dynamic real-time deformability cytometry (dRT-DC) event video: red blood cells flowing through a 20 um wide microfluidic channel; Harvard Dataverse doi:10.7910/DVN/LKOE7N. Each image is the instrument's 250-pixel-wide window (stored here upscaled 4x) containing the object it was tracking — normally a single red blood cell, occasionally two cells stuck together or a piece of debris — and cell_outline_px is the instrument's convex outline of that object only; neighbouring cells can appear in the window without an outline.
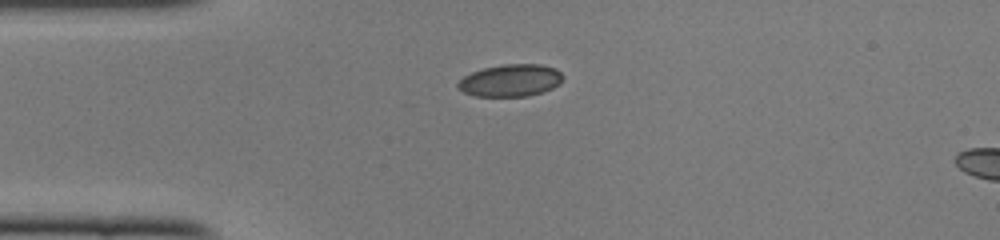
{"species": "common noctule bat (a hibernating species)", "species_latin": "Nyctalus noctula", "temperature_condition": "cold", "stored_images_in_passage": 4, "camera_frame_rate_fps": 3000, "um_per_image_px": 0.085, "animal": {"sex": "female", "body_mass_g": 22.0, "forearm_length_mm": 56.7}, "frame": {"image": 1, "passage_image": 1, "time_ms": 0.0, "image_size_px": [1000, 240], "cell_outline_px": [[564, 76], [560, 84], [552, 88], [528, 96], [476, 96], [464, 92], [456, 88], [456, 84], [464, 76], [472, 72], [484, 68], [504, 64], [540, 64], [556, 68]], "centroid_in_image_um": [43.4, 6.83], "position_along_channel_um": 41.6, "area_um2": 19.71}}